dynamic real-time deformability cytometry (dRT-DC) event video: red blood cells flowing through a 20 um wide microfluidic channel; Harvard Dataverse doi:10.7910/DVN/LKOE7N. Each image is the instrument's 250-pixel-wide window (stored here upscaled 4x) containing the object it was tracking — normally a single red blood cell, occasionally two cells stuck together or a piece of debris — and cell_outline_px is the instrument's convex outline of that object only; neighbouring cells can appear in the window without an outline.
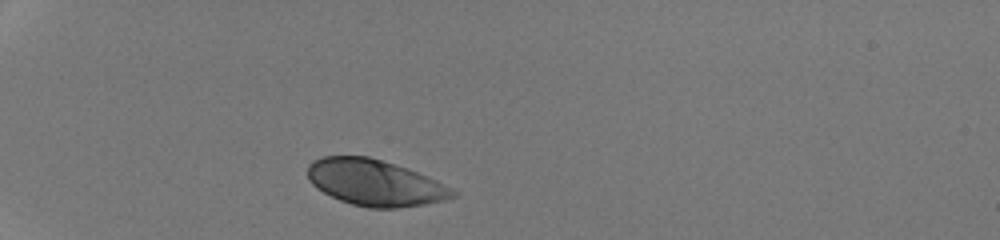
{"species": "human", "species_latin": "Homo sapiens", "temperature_condition": "room temperature", "stored_images_in_passage": 30, "camera_frame_rate_fps": 3000, "um_per_image_px": 0.085, "donor": {"sex": "male"}, "frame": {"image": 1, "passage_image": 1, "time_ms": 0.0, "image_size_px": [1000, 240], "cell_outline_px": [[460, 192], [456, 196], [444, 200], [424, 204], [396, 208], [368, 208], [352, 204], [340, 200], [316, 188], [308, 180], [308, 164], [312, 160], [324, 156], [368, 156], [408, 168], [436, 180]], "centroid_in_image_um": [31.87, 15.53], "position_along_channel_um": 53.1, "area_um2": 39.07}}
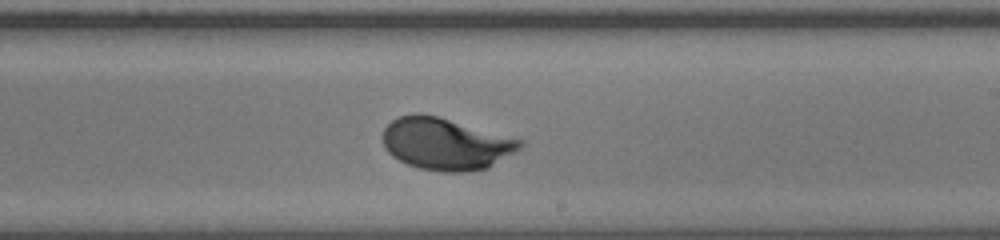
{"frame": {"image": 2, "passage_image": 18, "time_ms": 5.667, "image_size_px": [1000, 240], "cell_outline_px": [[524, 144], [520, 148], [488, 168], [468, 172], [440, 172], [420, 168], [408, 164], [392, 156], [384, 148], [384, 128], [392, 120], [400, 116], [412, 112], [420, 112], [436, 116], [524, 140]], "centroid_in_image_um": [37.88, 12.23], "position_along_channel_um": 251.1, "area_um2": 41.44}}
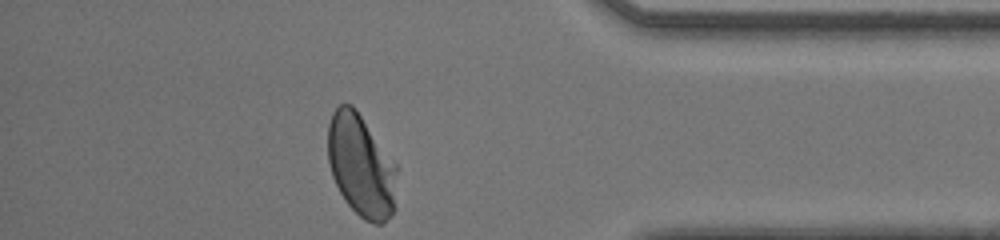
{"frame": {"image": 3, "passage_image": 30, "time_ms": 9.667, "image_size_px": [1000, 240], "cell_outline_px": [[396, 208], [384, 224], [372, 224], [364, 220], [344, 200], [332, 176], [328, 160], [328, 124], [332, 112], [340, 104], [352, 104], [356, 108], [396, 164]], "centroid_in_image_um": [30.7, 14.1], "position_along_channel_um": 404.5, "area_um2": 41.44}, "authors_computed_cell_mechanics": {"area_um2": 40.8935, "velocity_mm_per_s": 4.2309, "shape_relaxation_time_tau1_ms": 2.0228, "shape_relaxation_time_tau2_ms": null, "deformation_change_tau1": 0.1493, "deformation_change_tau2": null}}